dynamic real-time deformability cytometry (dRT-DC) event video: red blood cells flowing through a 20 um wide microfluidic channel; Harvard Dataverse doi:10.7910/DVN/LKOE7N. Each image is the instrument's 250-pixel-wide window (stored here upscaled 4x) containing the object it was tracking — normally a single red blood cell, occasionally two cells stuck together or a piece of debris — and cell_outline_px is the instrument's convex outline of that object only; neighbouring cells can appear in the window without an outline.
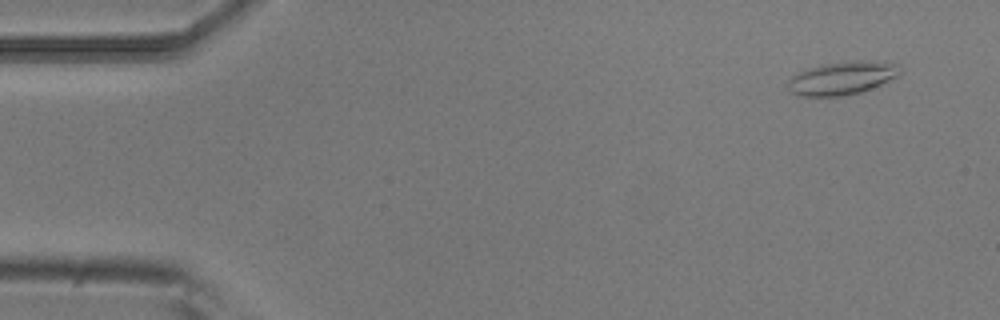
{"species": "common noctule bat (a hibernating species)", "species_latin": "Nyctalus noctula", "temperature_condition": "room temperature", "stored_images_in_passage": 5, "camera_frame_rate_fps": 3000, "um_per_image_px": 0.085, "animal": {"sex": "male", "body_mass_g": 20.5, "forearm_length_mm": 52.5}, "frame": {"image": 1, "passage_image": 2, "time_ms": 0.333, "image_size_px": [1000, 320], "cell_outline_px": [[900, 76], [860, 92], [840, 96], [800, 96], [792, 92], [788, 88], [788, 80], [796, 72], [820, 64], [844, 60], [872, 60], [900, 64]], "centroid_in_image_um": [71.59, 6.6], "position_along_channel_um": 13.4, "area_um2": 22.02}}